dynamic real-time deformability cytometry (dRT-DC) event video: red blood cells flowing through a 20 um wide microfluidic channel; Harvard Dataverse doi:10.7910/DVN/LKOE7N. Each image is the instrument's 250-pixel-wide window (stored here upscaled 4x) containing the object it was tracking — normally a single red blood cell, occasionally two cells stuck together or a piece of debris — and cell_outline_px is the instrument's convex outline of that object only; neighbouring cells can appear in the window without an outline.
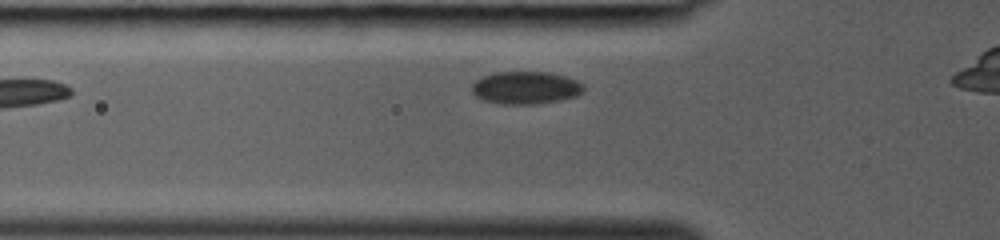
{"species": "common noctule bat (a hibernating species)", "species_latin": "Nyctalus noctula", "temperature_condition": "room temperature", "stored_images_in_passage": 25, "camera_frame_rate_fps": 3000, "um_per_image_px": 0.085, "animal": {"sex": "female", "body_mass_g": 19.0, "forearm_length_mm": 53.3}, "frame": {"image": 1, "passage_image": 3, "time_ms": 0.667, "image_size_px": [1000, 240], "cell_outline_px": [[584, 92], [576, 96], [560, 100], [536, 104], [500, 104], [480, 100], [472, 92], [472, 84], [476, 80], [492, 72], [548, 72], [564, 76], [576, 80], [584, 84]], "centroid_in_image_um": [44.67, 7.46], "position_along_channel_um": 81.1, "area_um2": 21.44}}
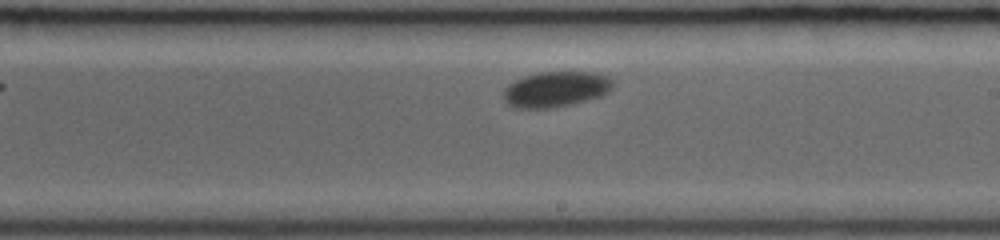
{"frame": {"image": 2, "passage_image": 13, "time_ms": 4.0, "image_size_px": [1000, 240], "cell_outline_px": [[612, 88], [608, 92], [600, 96], [572, 104], [548, 108], [512, 108], [504, 100], [504, 88], [508, 84], [524, 76], [540, 72], [592, 72], [608, 76], [612, 80]], "centroid_in_image_um": [47.22, 7.58], "position_along_channel_um": 241.8, "area_um2": 22.6}}
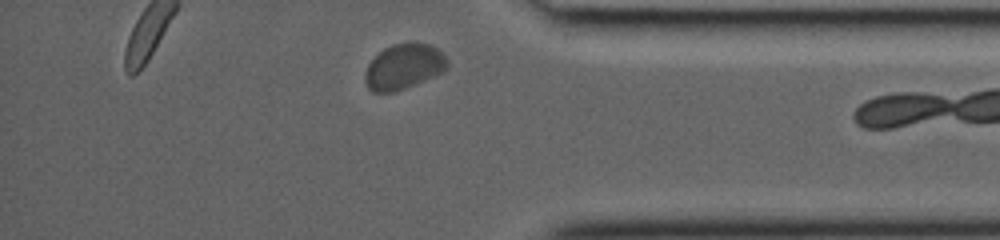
{"frame": {"image": 3, "passage_image": 23, "time_ms": 7.333, "image_size_px": [1000, 240], "cell_outline_px": [[448, 64], [436, 76], [416, 84], [392, 92], [372, 92], [368, 88], [364, 80], [364, 72], [368, 64], [384, 48], [392, 44], [428, 44], [436, 48], [448, 60]], "centroid_in_image_um": [34.28, 5.69], "position_along_channel_um": 400.9, "area_um2": 21.33}}